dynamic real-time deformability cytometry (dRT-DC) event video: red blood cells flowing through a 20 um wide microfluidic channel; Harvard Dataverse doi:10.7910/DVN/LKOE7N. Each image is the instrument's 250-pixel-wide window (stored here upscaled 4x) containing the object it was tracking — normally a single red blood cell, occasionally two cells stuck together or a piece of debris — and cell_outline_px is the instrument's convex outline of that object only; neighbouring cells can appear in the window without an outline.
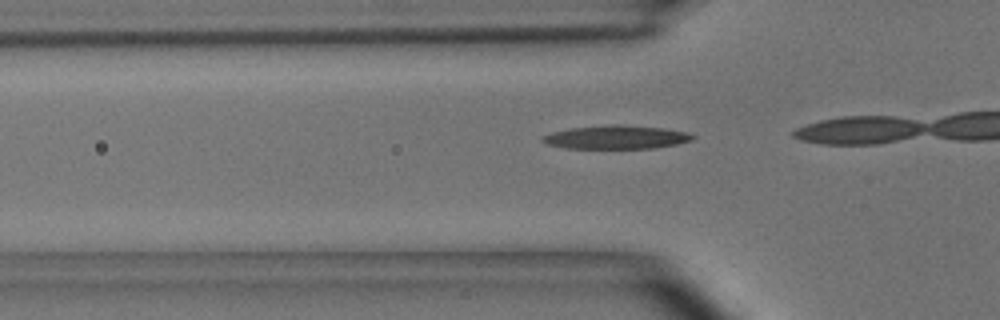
{"species": "common noctule bat (a hibernating species)", "species_latin": "Nyctalus noctula", "temperature_condition": "room temperature", "stored_images_in_passage": 7, "camera_frame_rate_fps": 3000, "um_per_image_px": 0.085, "animal": {"sex": "male", "body_mass_g": 15.6}, "frame": {"image": 1, "passage_image": 3, "time_ms": 0.667, "image_size_px": [1000, 320], "cell_outline_px": [[696, 136], [692, 140], [676, 144], [652, 148], [564, 148], [548, 144], [540, 140], [544, 136], [552, 132], [568, 128], [608, 124], [620, 124], [664, 128], [688, 132]], "centroid_in_image_um": [52.38, 11.65], "position_along_channel_um": 73.4, "area_um2": 20.63}}